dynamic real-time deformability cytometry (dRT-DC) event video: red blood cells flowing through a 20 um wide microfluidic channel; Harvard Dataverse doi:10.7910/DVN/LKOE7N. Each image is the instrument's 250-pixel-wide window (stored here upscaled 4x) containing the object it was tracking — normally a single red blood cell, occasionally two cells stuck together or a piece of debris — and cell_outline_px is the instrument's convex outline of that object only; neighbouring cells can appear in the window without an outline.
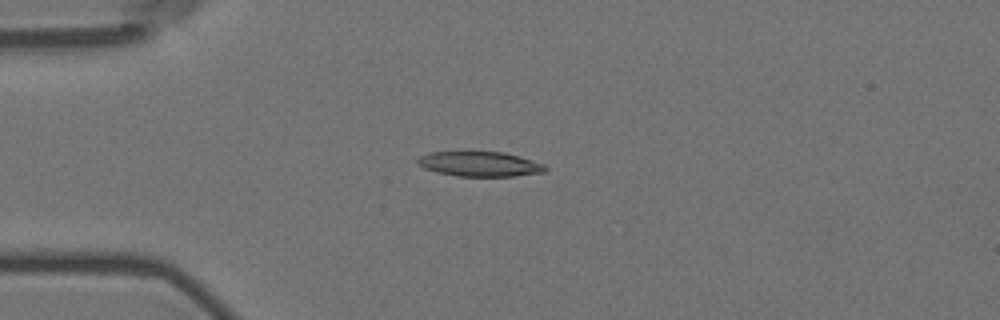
{"species": "Egyptian fruit bat (a non-hibernating species)", "species_latin": "Rousettus aegyptiacus", "temperature_condition": "room temperature", "stored_images_in_passage": 9, "camera_frame_rate_fps": 3000, "um_per_image_px": 0.085, "animal": {"sex": "female"}, "frame": {"image": 1, "passage_image": 3, "time_ms": 0.667, "image_size_px": [1000, 320], "cell_outline_px": [[548, 168], [544, 172], [516, 176], [456, 176], [436, 172], [424, 168], [416, 164], [416, 160], [420, 156], [428, 152], [464, 148], [468, 148], [504, 152], [520, 156], [544, 164]], "centroid_in_image_um": [40.7, 13.87], "position_along_channel_um": 44.3, "area_um2": 19.77}}
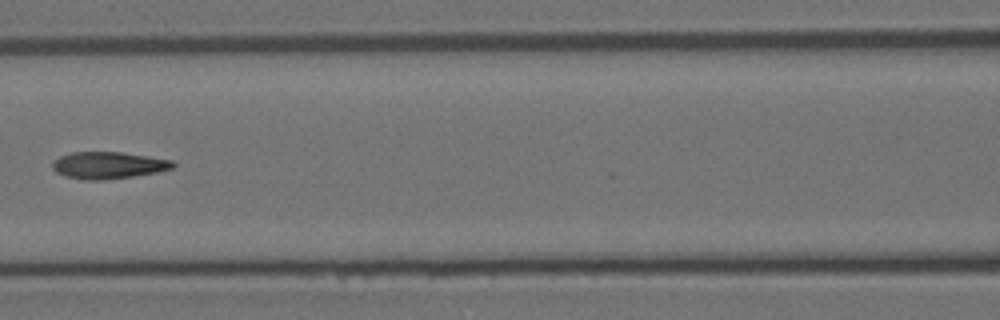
{"frame": {"image": 2, "passage_image": 6, "time_ms": 1.667, "image_size_px": [1000, 320], "cell_outline_px": [[176, 164], [172, 168], [156, 172], [132, 176], [104, 180], [84, 180], [68, 176], [56, 172], [52, 168], [52, 164], [60, 156], [72, 152], [120, 152], [172, 160]], "centroid_in_image_um": [9.2, 14.04], "position_along_channel_um": 157.4, "area_um2": 18.61}}
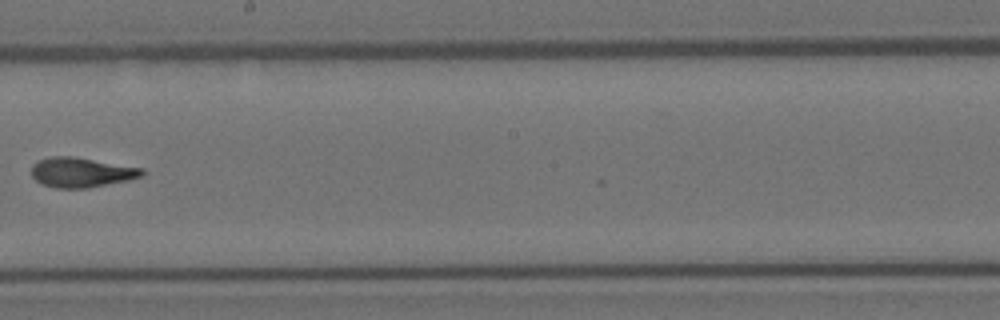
{"frame": {"image": 3, "passage_image": 8, "time_ms": 2.333, "image_size_px": [1000, 320], "cell_outline_px": [[144, 176], [128, 180], [88, 188], [56, 188], [40, 184], [32, 176], [32, 164], [36, 160], [48, 156], [72, 156], [144, 168]], "centroid_in_image_um": [6.89, 14.64], "position_along_channel_um": 241.3, "area_um2": 19.42}}